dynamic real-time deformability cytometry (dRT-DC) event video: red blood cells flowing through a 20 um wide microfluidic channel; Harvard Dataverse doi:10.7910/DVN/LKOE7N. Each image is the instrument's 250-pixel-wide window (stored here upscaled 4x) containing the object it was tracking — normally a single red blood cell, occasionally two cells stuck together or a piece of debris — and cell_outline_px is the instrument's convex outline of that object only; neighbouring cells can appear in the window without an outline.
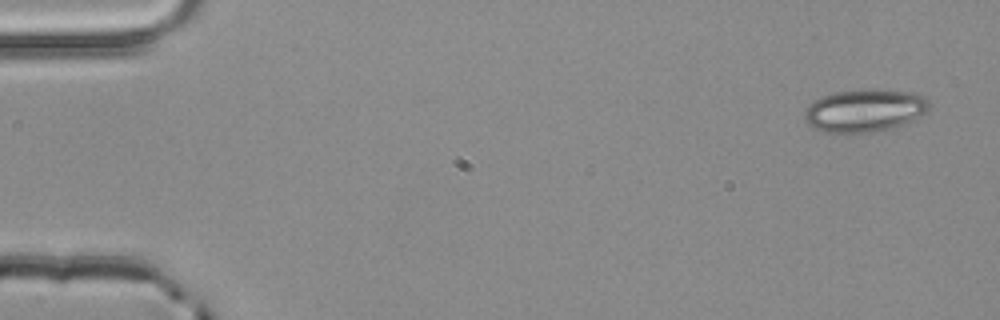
{"species": "common noctule bat (a hibernating species)", "species_latin": "Nyctalus noctula", "temperature_condition": "room temperature", "stored_images_in_passage": 4, "camera_frame_rate_fps": 3000, "um_per_image_px": 0.085, "animal": {"sex": "male", "body_mass_g": 20.4}, "frame": {"image": 1, "passage_image": 1, "time_ms": 0.0, "image_size_px": [1000, 320], "cell_outline_px": [[928, 112], [912, 120], [888, 128], [872, 132], [824, 132], [812, 128], [804, 120], [804, 112], [812, 100], [820, 96], [836, 92], [860, 88], [876, 88], [912, 92], [924, 96], [928, 100]], "centroid_in_image_um": [73.46, 9.36], "position_along_channel_um": 11.5, "area_um2": 31.33}}